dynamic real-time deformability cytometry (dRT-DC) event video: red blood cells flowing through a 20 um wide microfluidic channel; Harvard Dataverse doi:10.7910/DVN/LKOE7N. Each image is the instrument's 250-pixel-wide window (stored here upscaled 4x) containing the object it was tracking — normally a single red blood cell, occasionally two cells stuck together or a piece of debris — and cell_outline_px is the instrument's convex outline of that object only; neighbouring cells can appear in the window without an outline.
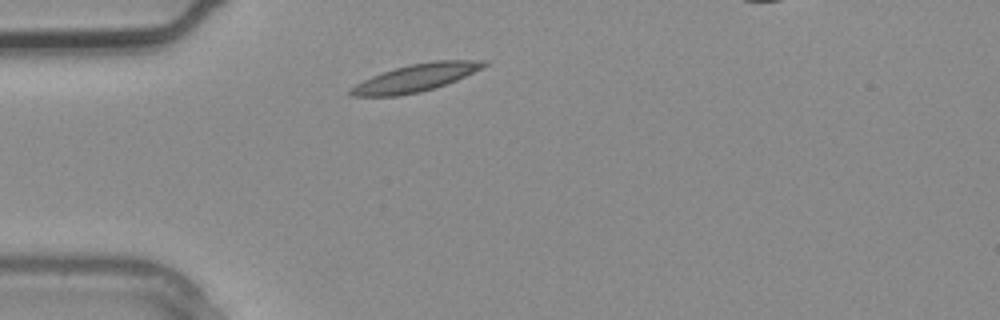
{"species": "common noctule bat (a hibernating species)", "species_latin": "Nyctalus noctula", "temperature_condition": "warm", "stored_images_in_passage": 1, "camera_frame_rate_fps": 3000, "um_per_image_px": 0.085, "animal": {"sex": "male", "body_mass_g": 20.4}, "frame": {"image": 1, "passage_image": 1, "time_ms": 0.0, "image_size_px": [1000, 320], "cell_outline_px": [[488, 64], [484, 68], [456, 80], [436, 88], [420, 92], [396, 96], [348, 96], [348, 88], [372, 76], [396, 68], [412, 64], [432, 60], [488, 60]], "centroid_in_image_um": [35.36, 6.62], "position_along_channel_um": 49.6, "area_um2": 21.44}}